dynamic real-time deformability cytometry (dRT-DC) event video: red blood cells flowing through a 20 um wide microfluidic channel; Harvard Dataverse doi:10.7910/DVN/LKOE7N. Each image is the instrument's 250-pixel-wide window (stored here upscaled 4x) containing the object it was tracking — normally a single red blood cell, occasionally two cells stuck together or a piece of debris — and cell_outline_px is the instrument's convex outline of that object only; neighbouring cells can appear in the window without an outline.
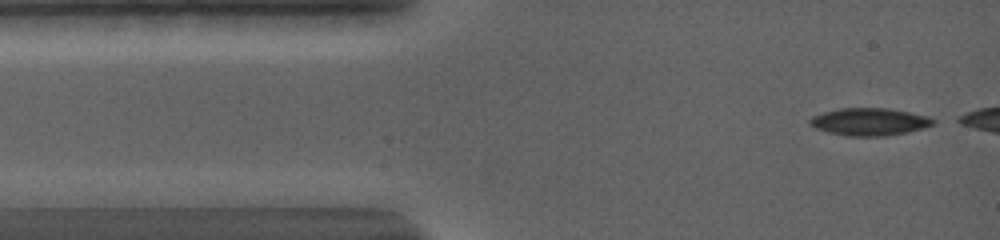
{"species": "common noctule bat (a hibernating species)", "species_latin": "Nyctalus noctula", "temperature_condition": "warm", "stored_images_in_passage": 64, "camera_frame_rate_fps": 5000, "um_per_image_px": 0.085, "animal": {"sex": "female", "body_mass_g": 19.0, "forearm_length_mm": 56.7}, "frame": {"image": 1, "passage_image": 2, "time_ms": 0.2, "image_size_px": [1000, 240], "cell_outline_px": [[936, 124], [904, 132], [884, 136], [844, 136], [828, 132], [816, 128], [808, 124], [808, 120], [812, 116], [824, 112], [840, 108], [888, 108], [928, 116], [936, 120]], "centroid_in_image_um": [73.87, 10.34], "position_along_channel_um": 11.1, "area_um2": 19.65}}
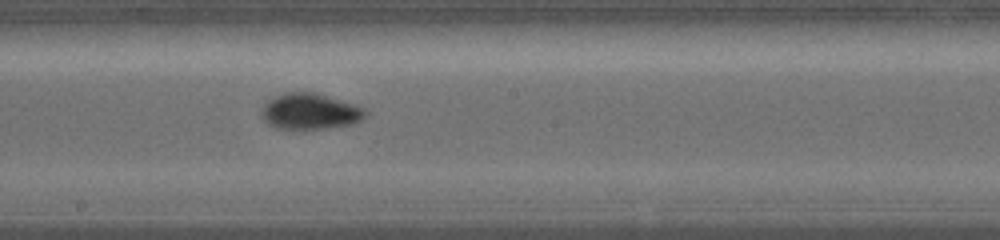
{"frame": {"image": 2, "passage_image": 28, "time_ms": 7.4, "image_size_px": [1000, 240], "cell_outline_px": [[368, 112], [360, 120], [352, 124], [324, 128], [276, 128], [268, 124], [264, 120], [260, 112], [264, 104], [268, 100], [284, 92], [312, 92], [352, 104], [364, 108]], "centroid_in_image_um": [26.31, 9.47], "position_along_channel_um": 221.9, "area_um2": 21.33}}
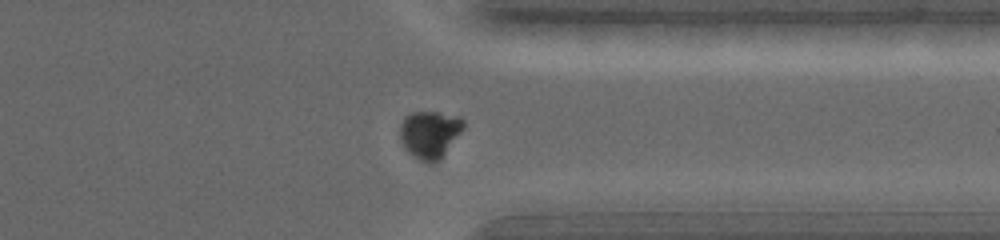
{"frame": {"image": 3, "passage_image": 47, "time_ms": 11.6, "image_size_px": [1000, 240], "cell_outline_px": [[464, 128], [444, 152], [436, 160], [420, 160], [412, 156], [404, 148], [400, 136], [400, 124], [404, 116], [412, 112], [440, 112], [460, 116], [464, 120]], "centroid_in_image_um": [36.5, 11.34], "position_along_channel_um": 374.9, "area_um2": 17.17}}